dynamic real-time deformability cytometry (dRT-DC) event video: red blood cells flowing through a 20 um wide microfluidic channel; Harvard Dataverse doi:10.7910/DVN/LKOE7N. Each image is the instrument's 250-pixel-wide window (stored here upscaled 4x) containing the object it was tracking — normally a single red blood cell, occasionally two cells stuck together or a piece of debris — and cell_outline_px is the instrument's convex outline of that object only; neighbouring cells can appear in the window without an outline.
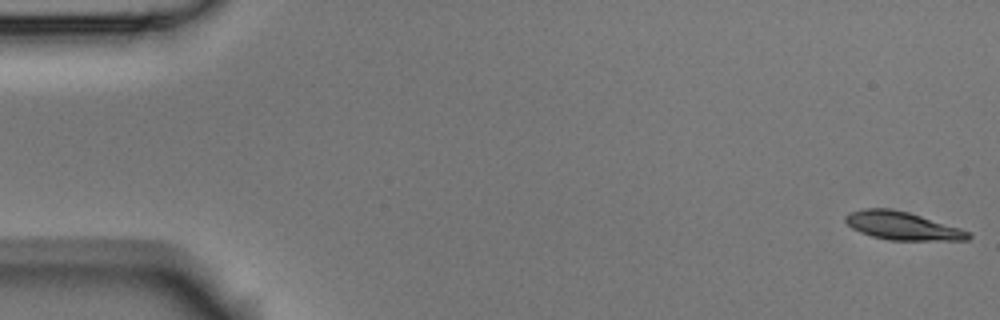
{"species": "Egyptian fruit bat (a non-hibernating species)", "species_latin": "Rousettus aegyptiacus", "temperature_condition": "room temperature", "stored_images_in_passage": 53, "camera_frame_rate_fps": 3000, "um_per_image_px": 0.085, "animal": {"sex": "male"}, "frame": {"image": 1, "passage_image": 1, "time_ms": 0.0, "image_size_px": [1000, 320], "cell_outline_px": [[972, 236], [968, 240], [892, 240], [872, 236], [860, 232], [852, 228], [844, 220], [844, 216], [848, 212], [864, 208], [892, 208], [908, 212], [960, 228], [968, 232]], "centroid_in_image_um": [76.66, 19.18], "position_along_channel_um": 8.3, "area_um2": 20.06}}
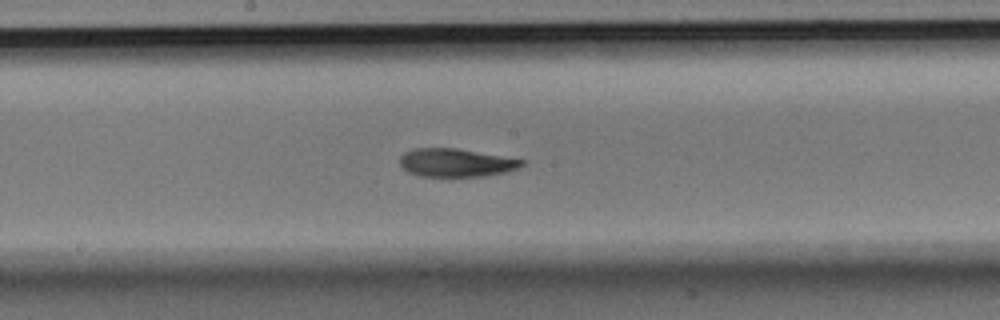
{"frame": {"image": 2, "passage_image": 28, "time_ms": 9.0, "image_size_px": [1000, 320], "cell_outline_px": [[524, 164], [516, 168], [504, 172], [484, 176], [420, 176], [408, 172], [400, 164], [400, 156], [404, 152], [412, 148], [456, 148], [524, 160]], "centroid_in_image_um": [38.7, 13.82], "position_along_channel_um": 209.5, "area_um2": 19.83}}
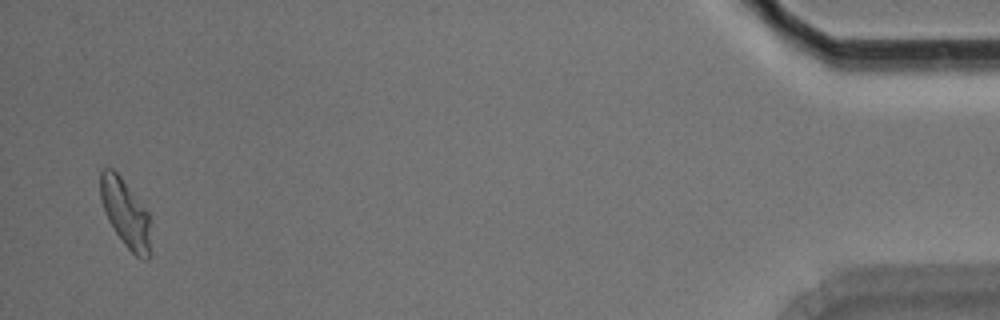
{"frame": {"image": 3, "passage_image": 52, "time_ms": 17.0, "image_size_px": [1000, 320], "cell_outline_px": [[148, 260], [140, 260], [124, 244], [108, 220], [104, 212], [100, 196], [100, 172], [104, 168], [112, 168], [120, 176], [148, 212]], "centroid_in_image_um": [10.61, 18.09], "position_along_channel_um": 424.6, "area_um2": 19.31}, "authors_computed_cell_mechanics": {"area_um2": 20.3456, "velocity_mm_per_s": 3.7532, "shape_relaxation_time_tau1_ms": 4.857, "shape_relaxation_time_tau2_ms": 1.5675, "deformation_change_tau1": 0.1417, "deformation_change_tau2": 0.0702}}